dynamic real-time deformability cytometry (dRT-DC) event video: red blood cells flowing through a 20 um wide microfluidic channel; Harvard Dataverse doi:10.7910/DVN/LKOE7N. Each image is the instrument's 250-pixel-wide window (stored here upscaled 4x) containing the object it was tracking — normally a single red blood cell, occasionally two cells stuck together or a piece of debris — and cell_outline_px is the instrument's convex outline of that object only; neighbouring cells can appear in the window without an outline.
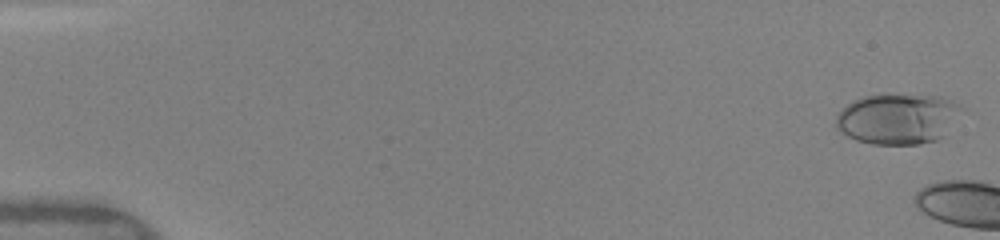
{"species": "human", "species_latin": "Homo sapiens", "temperature_condition": "warm", "stored_images_in_passage": 5, "camera_frame_rate_fps": 3000, "um_per_image_px": 0.085, "donor": {"sex": "female"}, "frame": {"image": 1, "passage_image": 1, "time_ms": 0.0, "image_size_px": [1000, 240], "cell_outline_px": [[964, 108], [940, 136], [936, 140], [920, 144], [872, 144], [856, 140], [840, 132], [836, 128], [836, 112], [840, 108], [852, 100], [864, 96], [884, 92], [940, 96], [964, 104]], "centroid_in_image_um": [76.25, 10.04], "position_along_channel_um": 8.7, "area_um2": 37.74}}